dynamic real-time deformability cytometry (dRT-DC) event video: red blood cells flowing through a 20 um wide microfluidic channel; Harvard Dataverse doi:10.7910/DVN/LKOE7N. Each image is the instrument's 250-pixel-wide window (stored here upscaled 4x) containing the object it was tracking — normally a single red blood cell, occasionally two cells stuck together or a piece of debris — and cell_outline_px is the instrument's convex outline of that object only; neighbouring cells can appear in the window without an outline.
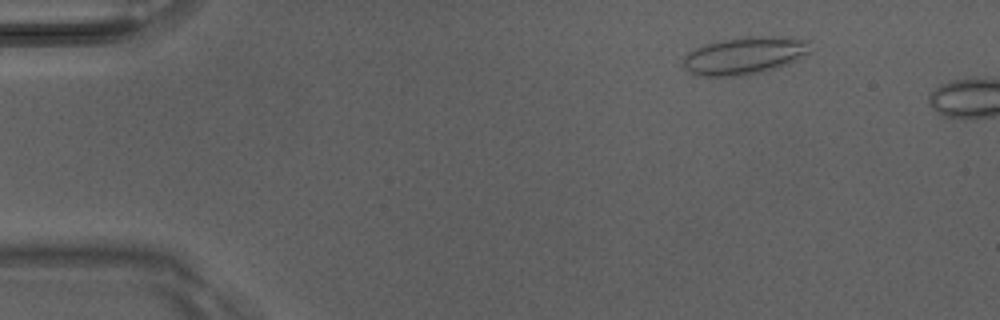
{"species": "Egyptian fruit bat (a non-hibernating species)", "species_latin": "Rousettus aegyptiacus", "temperature_condition": "room temperature", "stored_images_in_passage": 3, "camera_frame_rate_fps": 3000, "um_per_image_px": 0.085, "animal": {"sex": "male"}, "frame": {"image": 1, "passage_image": 2, "time_ms": 0.333, "image_size_px": [1000, 320], "cell_outline_px": [[812, 52], [788, 64], [776, 68], [760, 72], [732, 76], [700, 76], [684, 68], [684, 56], [688, 52], [696, 48], [708, 44], [724, 40], [752, 36], [772, 36], [808, 40]], "centroid_in_image_um": [63.33, 4.73], "position_along_channel_um": 21.7, "area_um2": 27.34}}